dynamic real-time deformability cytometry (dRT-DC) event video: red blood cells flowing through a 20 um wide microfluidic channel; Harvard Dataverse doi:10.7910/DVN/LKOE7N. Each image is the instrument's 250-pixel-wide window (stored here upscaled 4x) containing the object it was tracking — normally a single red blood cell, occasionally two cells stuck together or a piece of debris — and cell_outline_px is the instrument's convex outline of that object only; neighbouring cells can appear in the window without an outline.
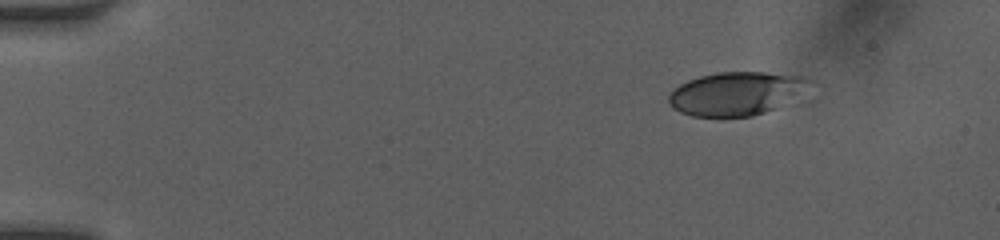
{"species": "human", "species_latin": "Homo sapiens", "temperature_condition": "room temperature", "stored_images_in_passage": 44, "camera_frame_rate_fps": 3000, "um_per_image_px": 0.085, "donor": {"sex": "female"}, "frame": {"image": 1, "passage_image": 1, "time_ms": 0.0, "image_size_px": [1000, 240], "cell_outline_px": [[820, 84], [776, 108], [752, 116], [692, 116], [680, 112], [672, 108], [668, 100], [668, 96], [680, 84], [688, 80], [700, 76], [716, 72], [764, 72], [804, 76], [816, 80]], "centroid_in_image_um": [62.7, 7.93], "position_along_channel_um": 22.3, "area_um2": 36.13}}
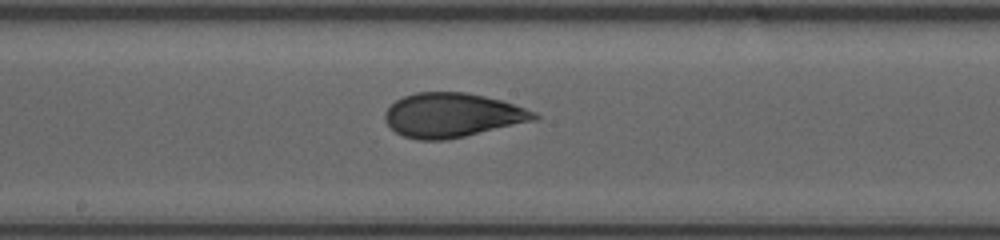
{"frame": {"image": 2, "passage_image": 22, "time_ms": 7.0, "image_size_px": [1000, 240], "cell_outline_px": [[540, 116], [536, 120], [448, 140], [416, 140], [404, 136], [396, 132], [384, 120], [384, 112], [396, 100], [404, 96], [416, 92], [464, 92], [484, 96], [500, 100], [536, 112]], "centroid_in_image_um": [38.43, 9.8], "position_along_channel_um": 209.8, "area_um2": 38.38}}
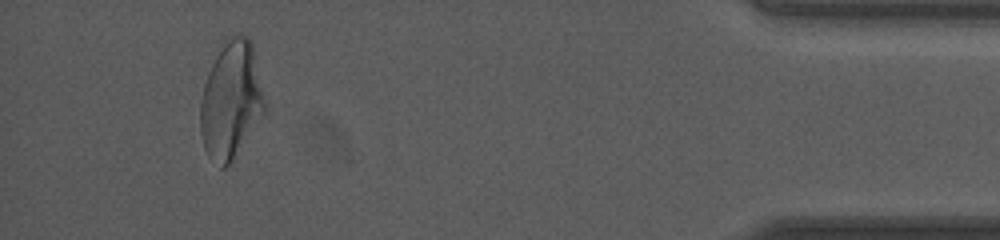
{"frame": {"image": 3, "passage_image": 41, "time_ms": 13.333, "image_size_px": [1000, 240], "cell_outline_px": [[264, 116], [228, 164], [224, 168], [220, 168], [208, 156], [204, 148], [200, 132], [200, 100], [204, 84], [208, 72], [220, 44], [224, 36], [232, 32], [240, 32], [248, 36], [252, 40], [264, 100]], "centroid_in_image_um": [19.62, 8.42], "position_along_channel_um": 415.6, "area_um2": 44.51}, "authors_computed_cell_mechanics": {"area_um2": 38.2636, "velocity_mm_per_s": 4.1653, "shape_relaxation_time_tau1_ms": 3.8541, "shape_relaxation_time_tau2_ms": 1.1249, "deformation_change_tau1": 0.1651, "deformation_change_tau2": 0.0734}}